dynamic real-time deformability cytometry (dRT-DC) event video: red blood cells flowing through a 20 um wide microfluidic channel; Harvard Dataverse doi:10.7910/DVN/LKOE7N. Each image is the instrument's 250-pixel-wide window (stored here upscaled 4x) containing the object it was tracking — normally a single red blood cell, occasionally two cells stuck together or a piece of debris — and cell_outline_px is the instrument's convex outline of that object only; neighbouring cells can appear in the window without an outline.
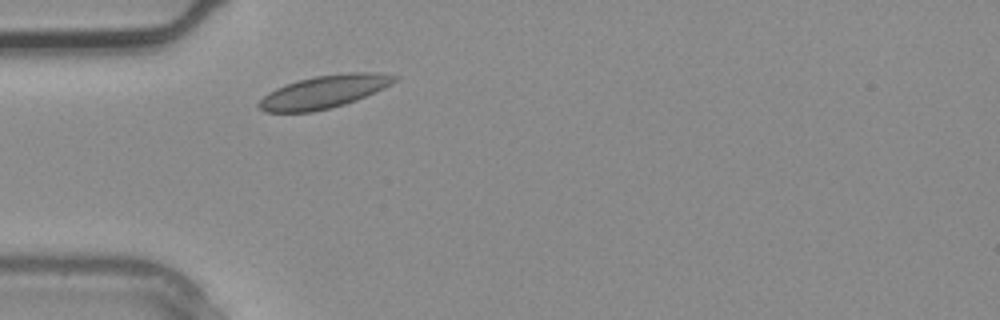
{"species": "common noctule bat (a hibernating species)", "species_latin": "Nyctalus noctula", "temperature_condition": "warm", "stored_images_in_passage": 1, "camera_frame_rate_fps": 3000, "um_per_image_px": 0.085, "animal": {"sex": "male", "body_mass_g": 20.4}, "frame": {"image": 1, "passage_image": 1, "time_ms": 0.0, "image_size_px": [1000, 320], "cell_outline_px": [[400, 76], [392, 84], [384, 88], [356, 100], [344, 104], [312, 112], [264, 112], [256, 104], [264, 96], [276, 88], [300, 80], [316, 76], [348, 72], [372, 72]], "centroid_in_image_um": [27.56, 7.8], "position_along_channel_um": 57.4, "area_um2": 25.61}}